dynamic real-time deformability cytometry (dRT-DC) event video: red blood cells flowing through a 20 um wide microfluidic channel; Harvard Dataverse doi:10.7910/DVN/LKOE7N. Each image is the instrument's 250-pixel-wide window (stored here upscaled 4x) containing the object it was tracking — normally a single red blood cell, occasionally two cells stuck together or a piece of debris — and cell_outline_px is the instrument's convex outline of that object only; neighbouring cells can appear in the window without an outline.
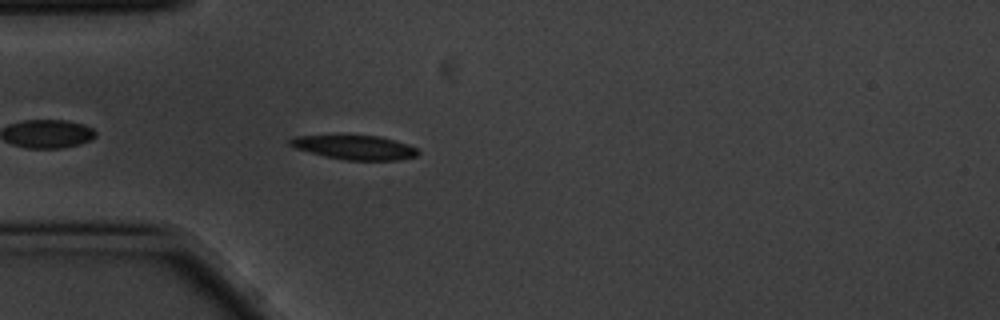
{"species": "common noctule bat (a hibernating species)", "species_latin": "Nyctalus noctula", "temperature_condition": "cold", "stored_images_in_passage": 4, "camera_frame_rate_fps": 3000, "um_per_image_px": 0.085, "animal": {"sex": "male", "body_mass_g": 20.1, "forearm_length_mm": 53.5}, "frame": {"image": 1, "passage_image": 4, "time_ms": 1.0, "image_size_px": [1000, 320], "cell_outline_px": [[420, 152], [416, 156], [400, 160], [344, 160], [324, 156], [296, 148], [288, 144], [288, 140], [296, 136], [340, 132], [380, 136], [408, 144], [416, 148]], "centroid_in_image_um": [30.09, 12.47], "position_along_channel_um": 54.9, "area_um2": 19.07}}